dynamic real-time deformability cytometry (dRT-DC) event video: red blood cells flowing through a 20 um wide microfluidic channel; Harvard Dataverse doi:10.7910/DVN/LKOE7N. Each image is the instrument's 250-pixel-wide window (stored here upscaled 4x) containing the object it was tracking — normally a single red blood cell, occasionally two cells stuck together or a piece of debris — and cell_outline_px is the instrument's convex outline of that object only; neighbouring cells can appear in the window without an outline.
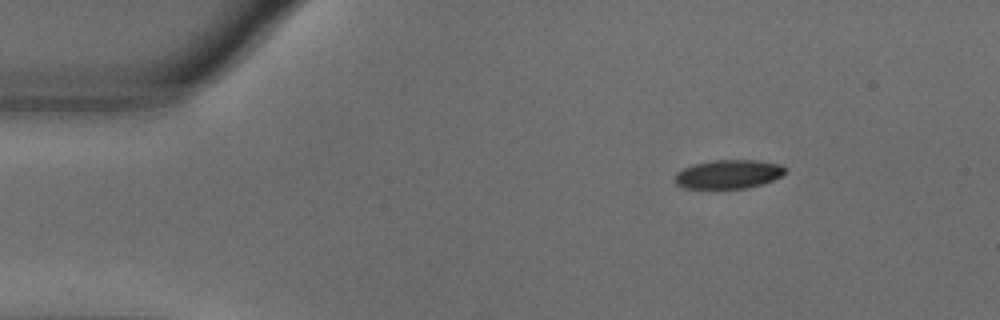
{"species": "common noctule bat (a hibernating species)", "species_latin": "Nyctalus noctula", "temperature_condition": "warm", "stored_images_in_passage": 49, "camera_frame_rate_fps": 3000, "um_per_image_px": 0.085, "animal": {"sex": "male", "body_mass_g": 18.8}, "frame": {"image": 1, "passage_image": 1, "time_ms": 0.0, "image_size_px": [1000, 320], "cell_outline_px": [[788, 168], [780, 176], [772, 180], [748, 188], [684, 188], [676, 184], [676, 172], [692, 164], [712, 160], [756, 160], [780, 164]], "centroid_in_image_um": [61.91, 14.79], "position_along_channel_um": 23.1, "area_um2": 18.44}}
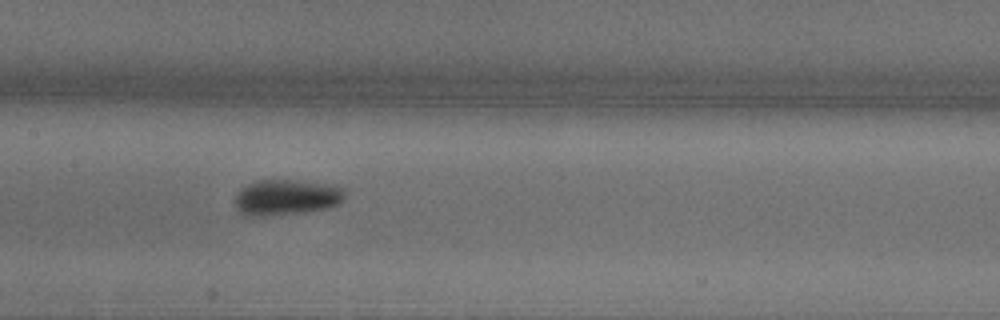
{"frame": {"image": 2, "passage_image": 20, "time_ms": 6.333, "image_size_px": [1000, 320], "cell_outline_px": [[344, 200], [340, 204], [324, 208], [296, 212], [260, 216], [244, 216], [236, 208], [236, 196], [240, 188], [256, 180], [288, 180], [332, 184], [344, 188]], "centroid_in_image_um": [24.33, 16.75], "position_along_channel_um": 183.1, "area_um2": 22.6}}
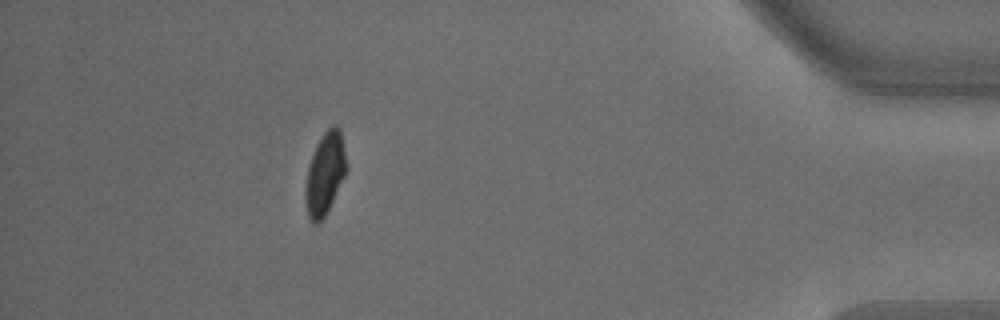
{"frame": {"image": 3, "passage_image": 43, "time_ms": 14.0, "image_size_px": [1000, 320], "cell_outline_px": [[348, 168], [324, 216], [316, 224], [312, 224], [308, 216], [304, 200], [304, 188], [308, 168], [316, 144], [324, 132], [332, 124], [336, 124], [340, 128]], "centroid_in_image_um": [27.61, 14.73], "position_along_channel_um": 407.6, "area_um2": 19.54}, "authors_computed_cell_mechanics": {"area_um2": 20.6924, "velocity_mm_per_s": 3.624, "shape_relaxation_time_tau1_ms": 3.4865, "shape_relaxation_time_tau2_ms": null, "deformation_change_tau1": 0.1362, "deformation_change_tau2": null}}